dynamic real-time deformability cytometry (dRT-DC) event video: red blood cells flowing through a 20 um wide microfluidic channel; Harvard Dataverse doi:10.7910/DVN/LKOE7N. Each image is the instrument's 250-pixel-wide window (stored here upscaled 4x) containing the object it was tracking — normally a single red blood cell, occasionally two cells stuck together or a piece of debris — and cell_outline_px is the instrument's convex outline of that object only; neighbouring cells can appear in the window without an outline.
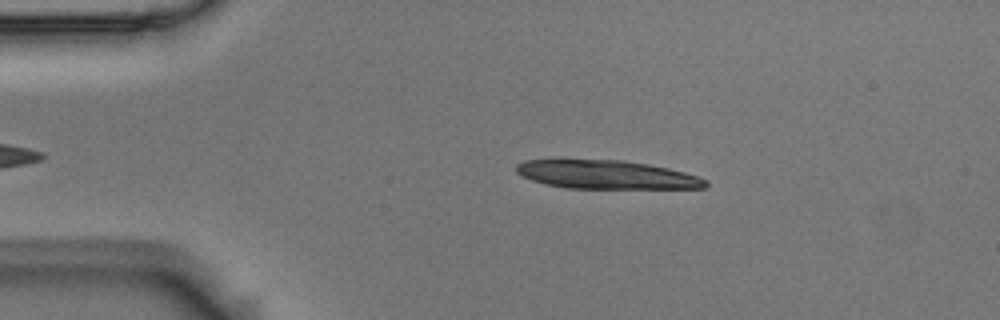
{"species": "Egyptian fruit bat (a non-hibernating species)", "species_latin": "Rousettus aegyptiacus", "temperature_condition": "room temperature", "stored_images_in_passage": 4, "segment_of_instrument_passage": [1, 2], "camera_frame_rate_fps": 3000, "um_per_image_px": 0.085, "animal": {"sex": "male"}, "frame": {"image": 1, "passage_image": 1, "time_ms": 0.0, "image_size_px": [1000, 320], "cell_outline_px": [[708, 188], [568, 188], [544, 184], [532, 180], [516, 172], [516, 164], [524, 160], [560, 156], [624, 160], [648, 164], [668, 168], [700, 176], [708, 180]], "centroid_in_image_um": [51.45, 14.79], "position_along_channel_um": 33.5, "area_um2": 32.89}}